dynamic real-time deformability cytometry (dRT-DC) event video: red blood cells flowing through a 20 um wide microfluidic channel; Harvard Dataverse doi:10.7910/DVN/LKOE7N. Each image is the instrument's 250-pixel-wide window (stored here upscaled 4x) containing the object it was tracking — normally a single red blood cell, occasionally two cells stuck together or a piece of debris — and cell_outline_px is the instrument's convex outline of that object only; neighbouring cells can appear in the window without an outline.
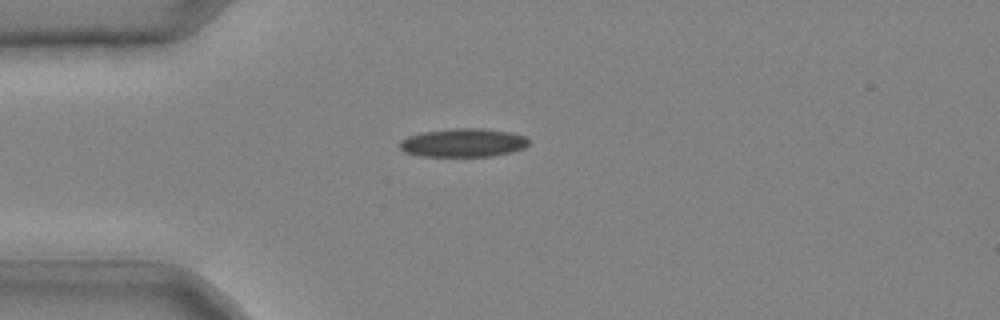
{"species": "common noctule bat (a hibernating species)", "species_latin": "Nyctalus noctula", "temperature_condition": "cold", "stored_images_in_passage": 30, "camera_frame_rate_fps": 3000, "um_per_image_px": 0.085, "animal": {"sex": "male", "body_mass_g": 20.4}, "frame": {"image": 1, "passage_image": 1, "time_ms": 0.0, "image_size_px": [1000, 320], "cell_outline_px": [[528, 144], [524, 148], [512, 152], [492, 156], [420, 156], [404, 152], [400, 148], [400, 140], [408, 136], [420, 132], [452, 128], [484, 128], [508, 132], [528, 136]], "centroid_in_image_um": [39.37, 12.12], "position_along_channel_um": 45.6, "area_um2": 21.62}}
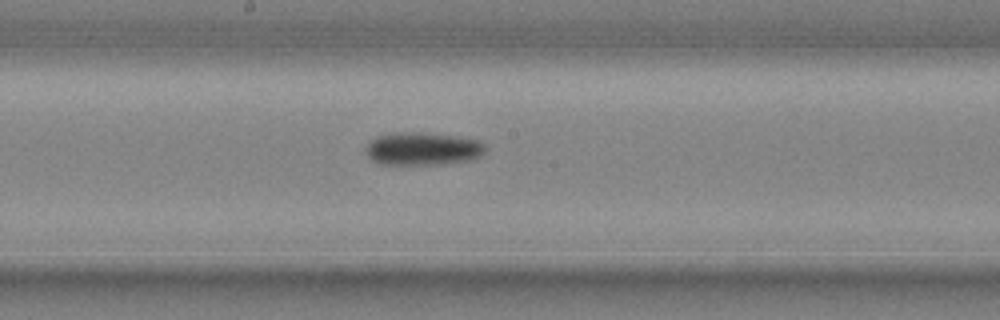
{"frame": {"image": 2, "passage_image": 13, "time_ms": 4.0, "image_size_px": [1000, 320], "cell_outline_px": [[488, 148], [480, 156], [472, 160], [444, 164], [380, 164], [372, 160], [364, 152], [364, 148], [376, 136], [404, 132], [420, 132], [452, 136], [480, 140]], "centroid_in_image_um": [35.94, 12.65], "position_along_channel_um": 212.3, "area_um2": 23.0}}
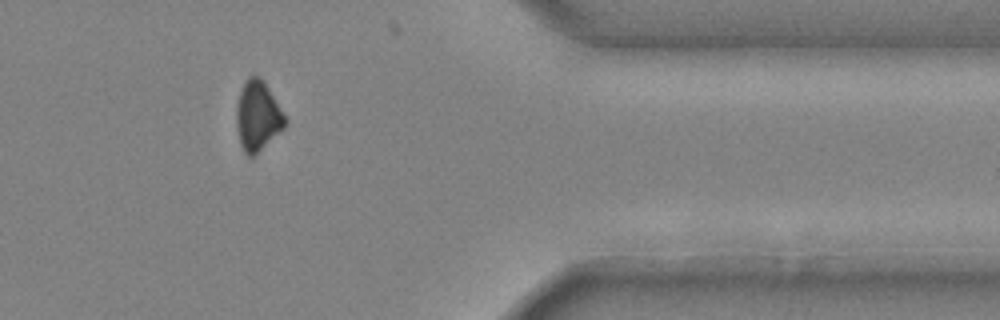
{"frame": {"image": 3, "passage_image": 26, "time_ms": 8.333, "image_size_px": [1000, 320], "cell_outline_px": [[288, 124], [256, 156], [248, 156], [244, 152], [240, 144], [236, 124], [236, 108], [240, 92], [244, 80], [248, 76], [256, 76], [264, 80], [288, 120]], "centroid_in_image_um": [21.92, 9.88], "position_along_channel_um": 389.5, "area_um2": 20.11}}